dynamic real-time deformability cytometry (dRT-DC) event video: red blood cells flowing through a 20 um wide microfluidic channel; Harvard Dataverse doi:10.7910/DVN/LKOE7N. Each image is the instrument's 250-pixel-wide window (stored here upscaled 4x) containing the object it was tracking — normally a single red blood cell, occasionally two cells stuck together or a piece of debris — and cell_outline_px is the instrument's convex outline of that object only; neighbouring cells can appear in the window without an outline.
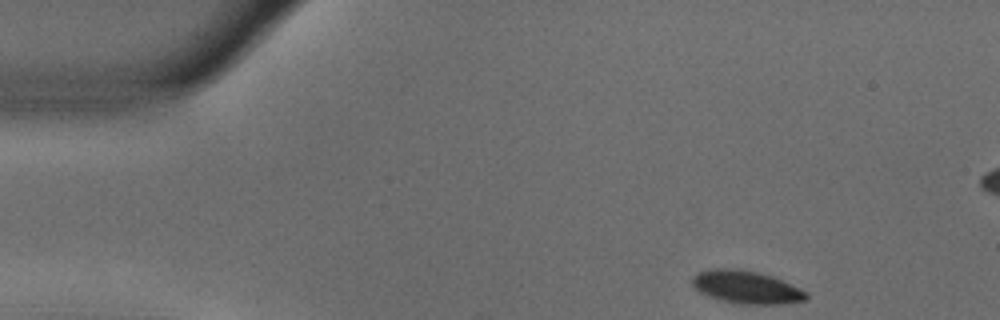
{"species": "common noctule bat (a hibernating species)", "species_latin": "Nyctalus noctula", "temperature_condition": "warm", "stored_images_in_passage": 51, "segment_of_instrument_passage": [1, 2], "camera_frame_rate_fps": 3000, "um_per_image_px": 0.085, "animal": {"sex": "male", "body_mass_g": 18.8}, "frame": {"image": 1, "passage_image": 1, "time_ms": 0.0, "image_size_px": [1000, 320], "cell_outline_px": [[808, 296], [804, 300], [780, 304], [740, 304], [724, 300], [700, 292], [692, 284], [692, 276], [696, 272], [712, 268], [736, 268], [756, 272], [772, 276], [808, 292]], "centroid_in_image_um": [63.42, 24.39], "position_along_channel_um": 21.6, "area_um2": 21.56}}
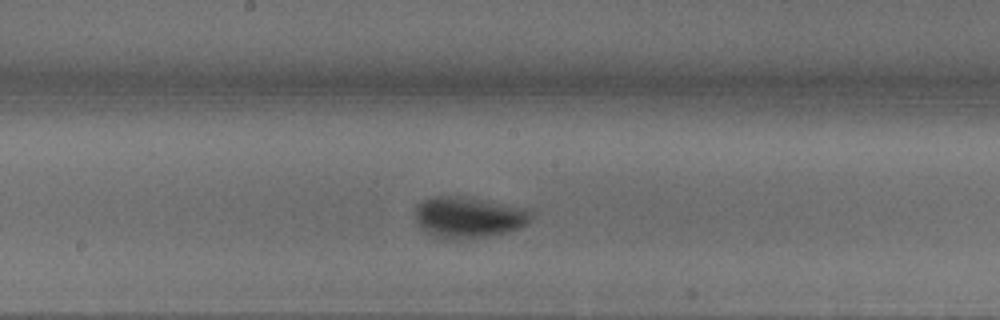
{"frame": {"image": 2, "passage_image": 23, "time_ms": 7.333, "image_size_px": [1000, 320], "cell_outline_px": [[532, 216], [520, 228], [504, 232], [484, 236], [456, 240], [444, 240], [428, 232], [416, 220], [412, 212], [416, 204], [424, 200], [436, 196], [456, 196], [528, 208], [532, 212]], "centroid_in_image_um": [39.78, 18.47], "position_along_channel_um": 208.4, "area_um2": 27.4}}
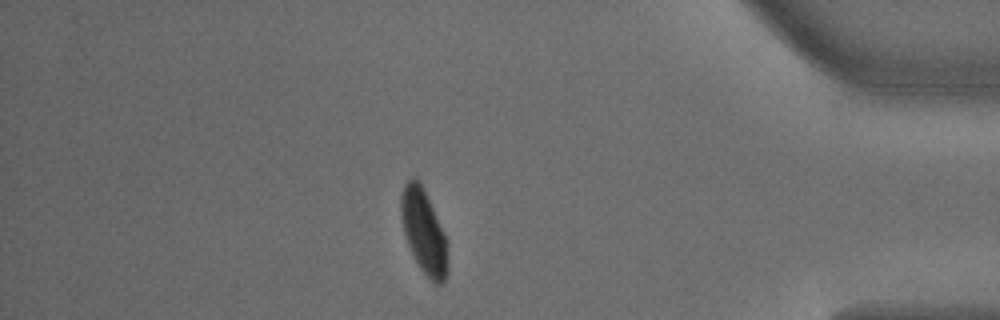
{"frame": {"image": 3, "passage_image": 42, "time_ms": 13.667, "image_size_px": [1000, 320], "cell_outline_px": [[448, 272], [444, 280], [440, 284], [432, 284], [420, 268], [408, 244], [404, 232], [400, 216], [400, 196], [404, 184], [408, 180], [416, 176], [420, 180], [448, 240]], "centroid_in_image_um": [36.04, 19.68], "position_along_channel_um": 399.2, "area_um2": 23.35}}